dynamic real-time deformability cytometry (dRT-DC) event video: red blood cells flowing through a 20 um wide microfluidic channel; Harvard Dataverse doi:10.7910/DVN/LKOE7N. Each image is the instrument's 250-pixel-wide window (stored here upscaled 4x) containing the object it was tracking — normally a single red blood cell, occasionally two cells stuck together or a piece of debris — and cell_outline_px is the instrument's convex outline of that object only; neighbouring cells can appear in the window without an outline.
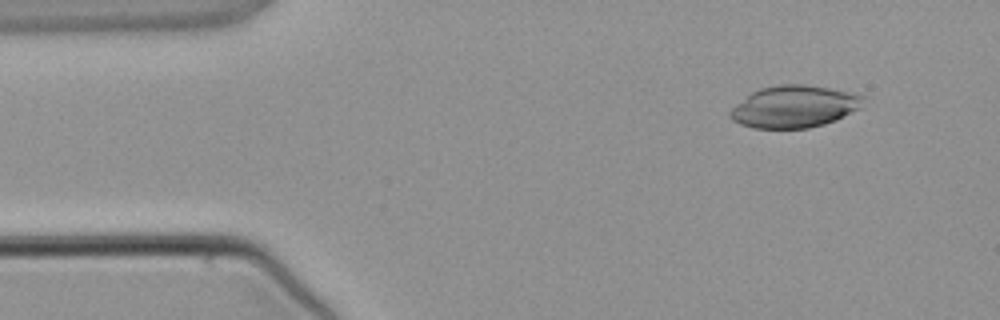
{"species": "common noctule bat (a hibernating species)", "species_latin": "Nyctalus noctula", "temperature_condition": "warm", "stored_images_in_passage": 3, "camera_frame_rate_fps": 3000, "um_per_image_px": 0.085, "animal": {"sex": "male", "body_mass_g": 21.5, "forearm_length_mm": 52.0}, "frame": {"image": 1, "passage_image": 1, "time_ms": 0.0, "image_size_px": [1000, 320], "cell_outline_px": [[864, 96], [860, 108], [836, 120], [824, 124], [808, 128], [752, 128], [740, 124], [732, 120], [728, 116], [728, 112], [736, 104], [752, 92], [760, 88], [780, 84], [804, 84], [852, 92]], "centroid_in_image_um": [67.49, 9.06], "position_along_channel_um": 17.5, "area_um2": 32.6}}